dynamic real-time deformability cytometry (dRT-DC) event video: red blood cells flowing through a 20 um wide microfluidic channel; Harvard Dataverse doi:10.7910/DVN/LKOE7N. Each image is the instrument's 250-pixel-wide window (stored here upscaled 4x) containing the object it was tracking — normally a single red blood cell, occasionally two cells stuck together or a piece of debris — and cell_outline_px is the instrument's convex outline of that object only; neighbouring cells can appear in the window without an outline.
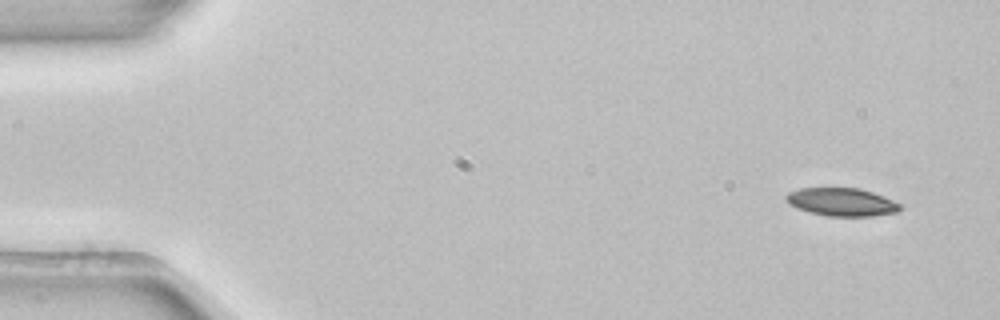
{"species": "common noctule bat (a hibernating species)", "species_latin": "Nyctalus noctula", "temperature_condition": "room temperature", "stored_images_in_passage": 3, "camera_frame_rate_fps": 3000, "um_per_image_px": 0.085, "animal": {"sex": "female", "body_mass_g": 22.7, "forearm_length_mm": 54.2}, "frame": {"image": 1, "passage_image": 1, "time_ms": 0.0, "image_size_px": [1000, 320], "cell_outline_px": [[900, 212], [872, 216], [828, 216], [808, 212], [796, 208], [788, 204], [784, 200], [784, 196], [788, 192], [800, 188], [860, 188], [884, 196], [900, 204]], "centroid_in_image_um": [71.5, 17.17], "position_along_channel_um": 13.5, "area_um2": 18.84}}
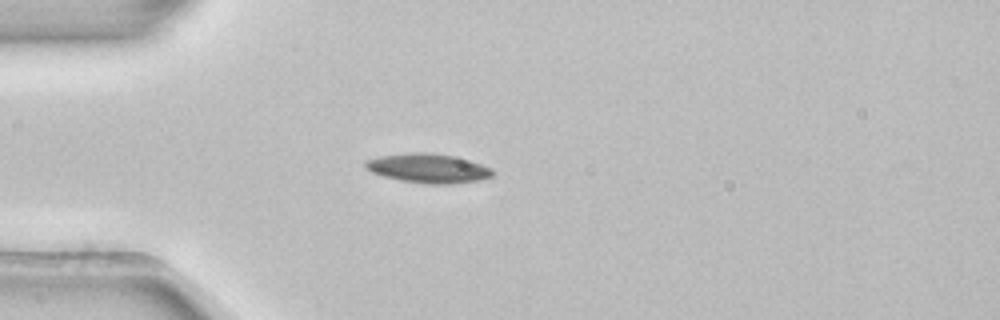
{"frame": {"image": 2, "passage_image": 3, "time_ms": 0.667, "image_size_px": [1000, 320], "cell_outline_px": [[492, 176], [476, 180], [452, 184], [428, 184], [400, 180], [384, 176], [372, 172], [364, 168], [364, 160], [380, 156], [408, 152], [424, 152], [452, 156], [480, 164], [492, 168]], "centroid_in_image_um": [36.32, 14.3], "position_along_channel_um": 48.7, "area_um2": 21.44}}